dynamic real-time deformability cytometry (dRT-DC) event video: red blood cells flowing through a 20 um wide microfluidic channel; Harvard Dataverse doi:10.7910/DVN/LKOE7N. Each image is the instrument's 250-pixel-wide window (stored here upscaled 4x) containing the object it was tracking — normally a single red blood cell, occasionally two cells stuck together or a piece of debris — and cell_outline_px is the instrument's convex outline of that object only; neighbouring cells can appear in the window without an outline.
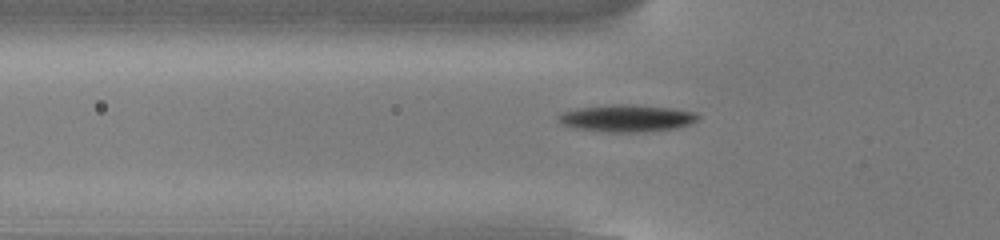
{"species": "common noctule bat (a hibernating species)", "species_latin": "Nyctalus noctula", "temperature_condition": "cold", "stored_images_in_passage": 54, "camera_frame_rate_fps": 3000, "um_per_image_px": 0.085, "animal": {"sex": "male", "body_mass_g": 13.0, "forearm_length_mm": 53.1}, "frame": {"image": 1, "passage_image": 19, "time_ms": 6.0, "image_size_px": [1000, 240], "cell_outline_px": [[700, 120], [676, 128], [644, 132], [604, 132], [576, 128], [564, 124], [560, 120], [560, 116], [564, 112], [580, 108], [620, 104], [672, 108], [696, 112], [700, 116]], "centroid_in_image_um": [53.38, 10.06], "position_along_channel_um": 72.4, "area_um2": 21.62}}
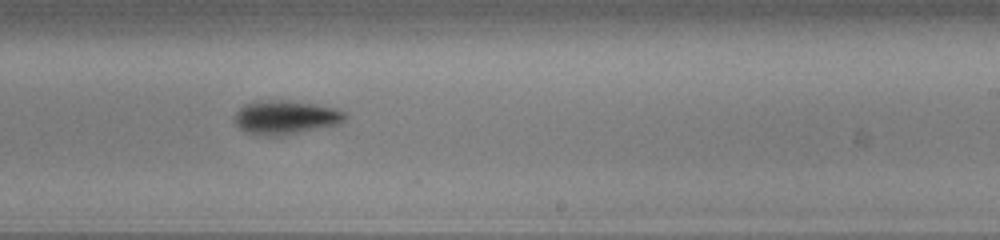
{"frame": {"image": 2, "passage_image": 34, "time_ms": 11.0, "image_size_px": [1000, 240], "cell_outline_px": [[348, 116], [340, 124], [280, 136], [268, 136], [244, 132], [236, 124], [236, 112], [244, 104], [256, 100], [288, 100], [316, 104], [340, 108]], "centroid_in_image_um": [24.31, 9.96], "position_along_channel_um": 264.7, "area_um2": 22.02}}
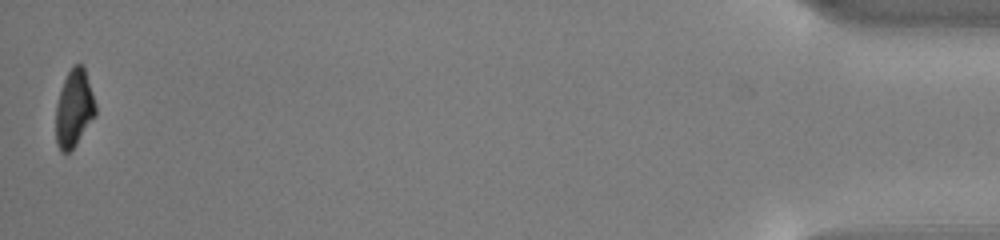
{"frame": {"image": 3, "passage_image": 54, "time_ms": 17.667, "image_size_px": [1000, 240], "cell_outline_px": [[96, 116], [76, 144], [68, 152], [60, 152], [56, 144], [56, 104], [64, 80], [72, 64], [80, 64], [84, 68], [96, 104]], "centroid_in_image_um": [6.29, 9.23], "position_along_channel_um": 428.9, "area_um2": 17.86}, "authors_computed_cell_mechanics": {"area_um2": 19.7676, "velocity_mm_per_s": 3.8462, "shape_relaxation_time_tau1_ms": 2.1446, "shape_relaxation_time_tau2_ms": null, "deformation_change_tau1": 0.1266, "deformation_change_tau2": null}}